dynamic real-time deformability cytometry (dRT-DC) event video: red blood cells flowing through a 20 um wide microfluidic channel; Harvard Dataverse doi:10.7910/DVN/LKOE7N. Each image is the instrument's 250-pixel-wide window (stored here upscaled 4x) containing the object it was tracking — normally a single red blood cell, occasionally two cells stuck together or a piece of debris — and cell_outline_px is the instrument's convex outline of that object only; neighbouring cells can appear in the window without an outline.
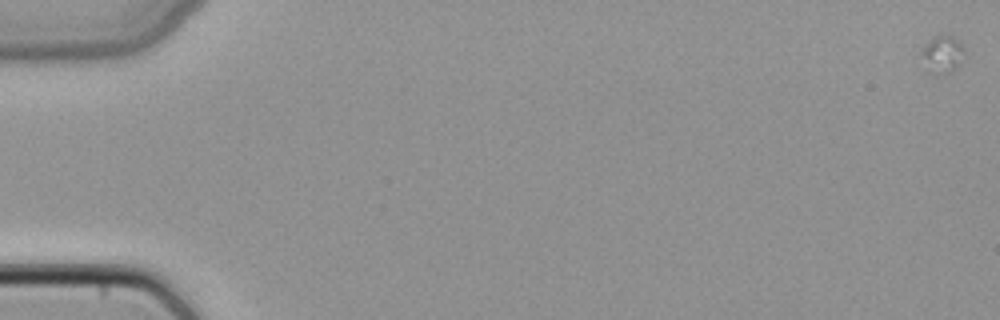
{"species": "common noctule bat (a hibernating species)", "species_latin": "Nyctalus noctula", "temperature_condition": "cold", "stored_images_in_passage": 14, "camera_frame_rate_fps": 3000, "um_per_image_px": 0.085, "animal": {"sex": "female", "body_mass_g": 22.7, "forearm_length_mm": 54.2}, "frame": {"image": 1, "passage_image": 1, "time_ms": 0.0, "image_size_px": [1000, 320], "cell_outline_px": [[964, 52], [960, 64], [952, 72], [944, 76], [936, 76], [924, 72], [920, 52], [924, 44], [928, 40], [936, 36], [956, 36], [964, 48]], "centroid_in_image_um": [80.04, 4.7], "position_along_channel_um": 5.0, "area_um2": 10.06}}